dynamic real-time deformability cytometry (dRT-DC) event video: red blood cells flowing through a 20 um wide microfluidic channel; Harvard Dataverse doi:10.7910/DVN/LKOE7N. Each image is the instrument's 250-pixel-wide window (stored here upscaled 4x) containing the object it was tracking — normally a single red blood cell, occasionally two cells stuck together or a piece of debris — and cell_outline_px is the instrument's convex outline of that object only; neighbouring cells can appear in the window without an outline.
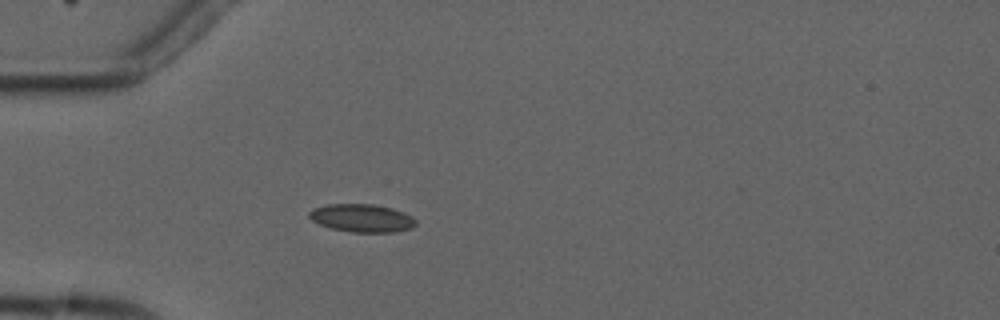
{"species": "common noctule bat (a hibernating species)", "species_latin": "Nyctalus noctula", "temperature_condition": "cold", "stored_images_in_passage": 5, "camera_frame_rate_fps": 3000, "um_per_image_px": 0.085, "animal": {"sex": "male", "forearm_length_mm": 52.5}, "frame": {"image": 1, "passage_image": 5, "time_ms": 4.667, "image_size_px": [1000, 320], "cell_outline_px": [[416, 224], [412, 228], [396, 232], [352, 232], [332, 228], [320, 224], [312, 220], [308, 216], [308, 212], [312, 208], [328, 204], [372, 204], [392, 208], [404, 212], [412, 216], [416, 220]], "centroid_in_image_um": [30.77, 18.53], "position_along_channel_um": 54.2, "area_um2": 17.46}}